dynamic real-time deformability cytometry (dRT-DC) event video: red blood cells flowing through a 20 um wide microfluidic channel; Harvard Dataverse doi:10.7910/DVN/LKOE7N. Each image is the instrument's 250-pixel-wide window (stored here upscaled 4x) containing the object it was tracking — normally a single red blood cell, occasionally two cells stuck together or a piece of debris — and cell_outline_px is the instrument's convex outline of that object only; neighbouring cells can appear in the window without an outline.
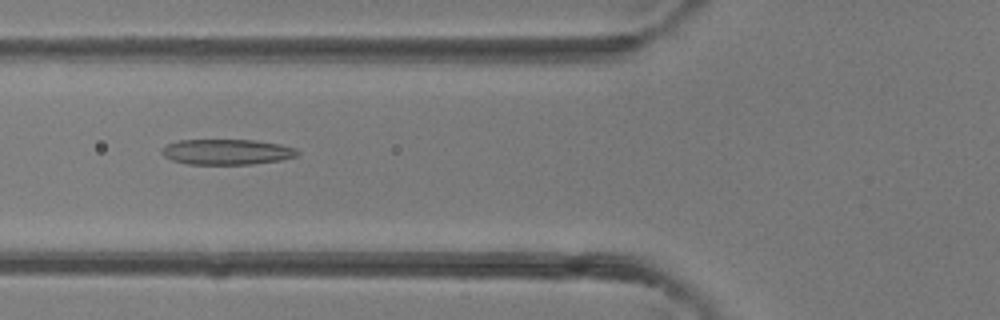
{"species": "common noctule bat (a hibernating species)", "species_latin": "Nyctalus noctula", "temperature_condition": "room temperature", "stored_images_in_passage": 32, "camera_frame_rate_fps": 3000, "um_per_image_px": 0.085, "animal": {"sex": "female"}, "frame": {"image": 1, "passage_image": 6, "time_ms": 1.667, "image_size_px": [1000, 320], "cell_outline_px": [[300, 152], [296, 156], [280, 160], [252, 164], [188, 164], [172, 160], [164, 156], [160, 152], [168, 144], [180, 140], [252, 140], [280, 144], [296, 148]], "centroid_in_image_um": [19.3, 12.91], "position_along_channel_um": 106.5, "area_um2": 20.0}}
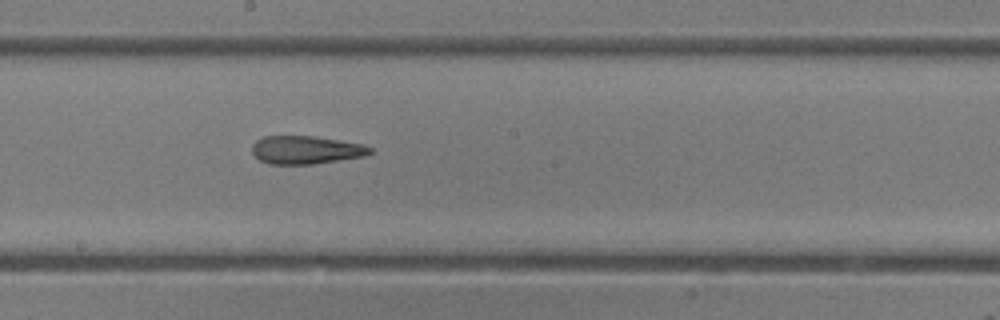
{"frame": {"image": 2, "passage_image": 13, "time_ms": 4.0, "image_size_px": [1000, 320], "cell_outline_px": [[372, 152], [364, 156], [312, 164], [268, 164], [260, 160], [252, 152], [252, 144], [256, 140], [264, 136], [312, 136], [364, 144], [372, 148]], "centroid_in_image_um": [25.99, 12.74], "position_along_channel_um": 222.2, "area_um2": 19.25}}
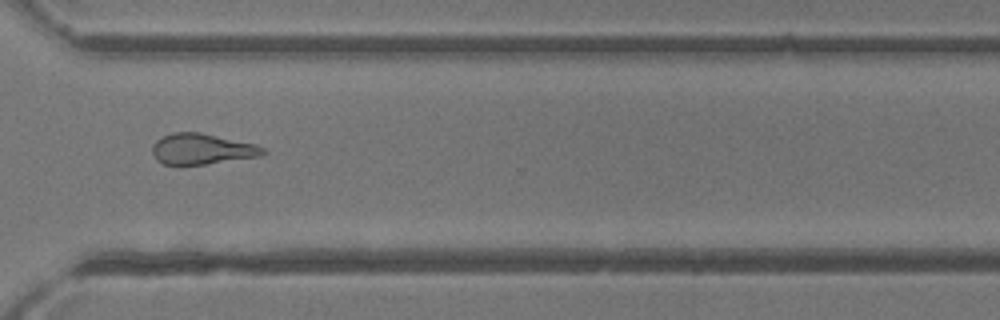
{"frame": {"image": 3, "passage_image": 21, "time_ms": 6.667, "image_size_px": [1000, 320], "cell_outline_px": [[268, 152], [260, 156], [180, 168], [164, 164], [156, 160], [152, 152], [152, 144], [156, 140], [172, 132], [200, 132], [256, 144], [264, 148]], "centroid_in_image_um": [17.12, 12.7], "position_along_channel_um": 353.5, "area_um2": 20.46}}